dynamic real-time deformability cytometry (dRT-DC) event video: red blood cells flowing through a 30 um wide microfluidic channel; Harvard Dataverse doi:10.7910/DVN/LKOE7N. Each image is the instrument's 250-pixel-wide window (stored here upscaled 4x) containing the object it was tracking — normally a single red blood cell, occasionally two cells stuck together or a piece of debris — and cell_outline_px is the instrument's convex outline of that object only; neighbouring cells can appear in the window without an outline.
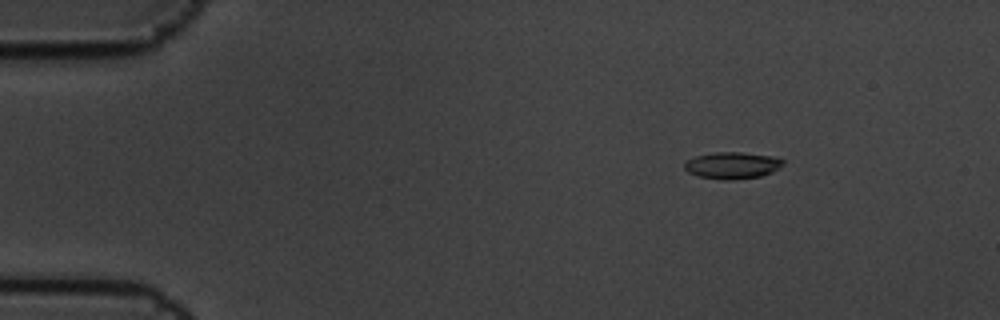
{"species": "common noctule bat (a hibernating species)", "species_latin": "Nyctalus noctula", "temperature_condition": "cold", "stored_images_in_passage": 5, "camera_frame_rate_fps": 3000, "um_per_image_px": 0.085, "animal": {"sex": "male", "body_mass_g": 19.5, "forearm_length_mm": 54.6}, "frame": {"image": 1, "passage_image": 3, "time_ms": 0.667, "image_size_px": [1000, 320], "cell_outline_px": [[784, 164], [772, 172], [760, 176], [728, 180], [724, 180], [700, 176], [688, 172], [684, 168], [684, 164], [688, 160], [696, 156], [716, 152], [740, 152], [772, 156], [784, 160]], "centroid_in_image_um": [62.25, 14.05], "position_along_channel_um": 22.7, "area_um2": 15.14}}
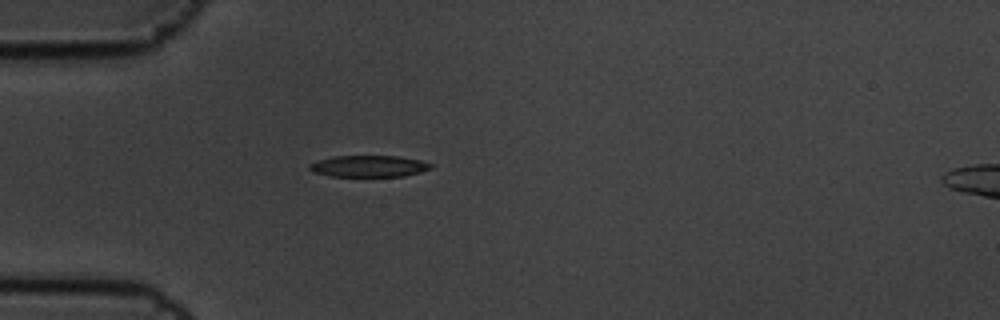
{"frame": {"image": 2, "passage_image": 5, "time_ms": 1.333, "image_size_px": [1000, 320], "cell_outline_px": [[432, 168], [420, 172], [404, 176], [328, 176], [312, 172], [308, 168], [308, 164], [332, 156], [396, 156], [420, 160], [432, 164]], "centroid_in_image_um": [31.32, 14.13], "position_along_channel_um": 53.7, "area_um2": 15.2}}